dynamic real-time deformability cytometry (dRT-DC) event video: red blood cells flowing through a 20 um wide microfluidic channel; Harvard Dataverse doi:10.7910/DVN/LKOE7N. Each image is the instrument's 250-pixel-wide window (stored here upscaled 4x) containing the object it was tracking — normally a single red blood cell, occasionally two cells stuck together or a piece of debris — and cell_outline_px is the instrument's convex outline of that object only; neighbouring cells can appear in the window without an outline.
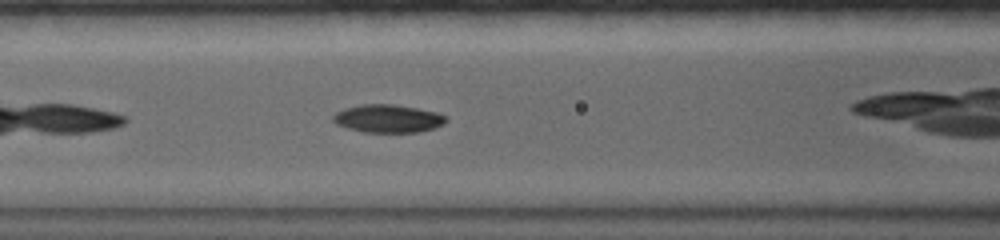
{"species": "common noctule bat (a hibernating species)", "species_latin": "Nyctalus noctula", "temperature_condition": "warm", "stored_images_in_passage": 32, "camera_frame_rate_fps": 5000, "um_per_image_px": 0.085, "animal": {"sex": "female", "body_mass_g": 19.0, "forearm_length_mm": 56.7}, "frame": {"image": 1, "passage_image": 14, "time_ms": 4.0, "image_size_px": [1000, 240], "cell_outline_px": [[448, 120], [444, 124], [436, 128], [420, 132], [364, 132], [348, 128], [336, 124], [332, 120], [332, 116], [336, 112], [344, 108], [360, 104], [392, 104], [416, 108], [436, 112], [444, 116]], "centroid_in_image_um": [32.97, 10.08], "position_along_channel_um": 133.6, "area_um2": 18.5}}
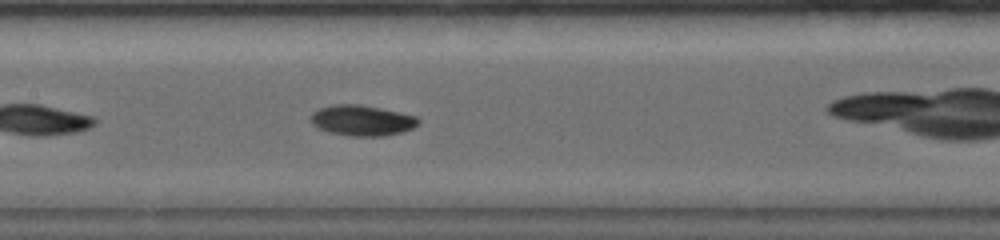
{"frame": {"image": 2, "passage_image": 19, "time_ms": 5.2, "image_size_px": [1000, 240], "cell_outline_px": [[420, 124], [404, 132], [384, 136], [352, 136], [328, 132], [316, 128], [312, 124], [308, 116], [312, 112], [320, 108], [332, 104], [360, 104], [380, 108], [416, 116], [420, 120]], "centroid_in_image_um": [30.74, 10.24], "position_along_channel_um": 176.7, "area_um2": 19.48}}